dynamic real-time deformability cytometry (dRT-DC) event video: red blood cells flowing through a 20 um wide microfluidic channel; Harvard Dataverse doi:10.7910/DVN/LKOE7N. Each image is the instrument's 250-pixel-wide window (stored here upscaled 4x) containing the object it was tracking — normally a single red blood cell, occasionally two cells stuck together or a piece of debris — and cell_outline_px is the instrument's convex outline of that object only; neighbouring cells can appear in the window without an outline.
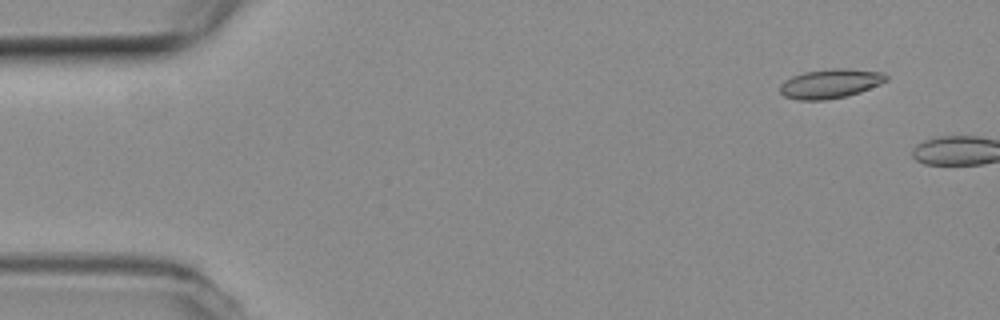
{"species": "common noctule bat (a hibernating species)", "species_latin": "Nyctalus noctula", "temperature_condition": "room temperature", "stored_images_in_passage": 6, "camera_frame_rate_fps": 3000, "um_per_image_px": 0.085, "animal": {"sex": "female", "body_mass_g": 19.3, "forearm_length_mm": 54.1}, "frame": {"image": 1, "passage_image": 4, "time_ms": 1.0, "image_size_px": [1000, 320], "cell_outline_px": [[888, 80], [880, 84], [860, 92], [844, 96], [824, 100], [800, 100], [784, 96], [780, 92], [780, 84], [784, 80], [792, 76], [804, 72], [832, 68], [844, 68], [884, 72], [888, 76]], "centroid_in_image_um": [70.58, 7.09], "position_along_channel_um": 14.4, "area_um2": 18.15}}